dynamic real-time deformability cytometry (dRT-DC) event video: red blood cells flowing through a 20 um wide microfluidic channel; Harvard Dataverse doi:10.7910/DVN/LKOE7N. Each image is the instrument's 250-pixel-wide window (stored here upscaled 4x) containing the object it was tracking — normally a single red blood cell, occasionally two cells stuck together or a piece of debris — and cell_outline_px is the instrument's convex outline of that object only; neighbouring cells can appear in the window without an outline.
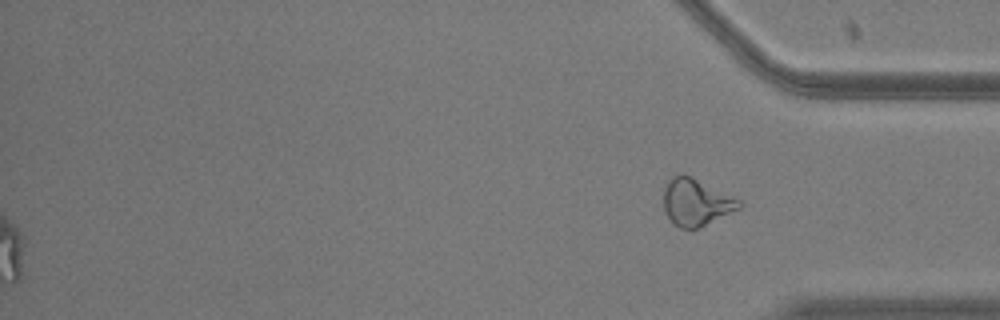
{"species": "common noctule bat (a hibernating species)", "species_latin": "Nyctalus noctula", "temperature_condition": "warm", "stored_images_in_passage": 51, "segment_of_instrument_passage": [2, 2], "camera_frame_rate_fps": 3000, "um_per_image_px": 0.085, "animal": {"sex": "male", "body_mass_g": 20.5, "forearm_length_mm": 52.5}, "frame": {"image": 1, "passage_image": 51, "time_ms": 16.667, "image_size_px": [1000, 320], "cell_outline_px": [[744, 204], [740, 208], [700, 228], [680, 228], [672, 224], [664, 212], [664, 188], [668, 180], [672, 176], [692, 176], [740, 200]], "centroid_in_image_um": [59.16, 17.22], "position_along_channel_um": 376.0, "area_um2": 20.63}}